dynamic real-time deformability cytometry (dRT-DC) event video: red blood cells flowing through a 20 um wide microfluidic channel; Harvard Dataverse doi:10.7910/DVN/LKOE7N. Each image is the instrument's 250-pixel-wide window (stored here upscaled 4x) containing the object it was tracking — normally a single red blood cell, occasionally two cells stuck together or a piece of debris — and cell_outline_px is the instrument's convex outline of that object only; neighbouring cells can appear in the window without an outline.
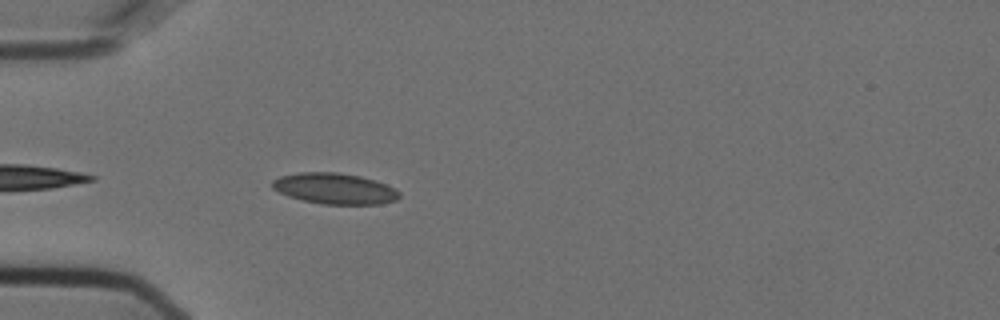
{"species": "Egyptian fruit bat (a non-hibernating species)", "species_latin": "Rousettus aegyptiacus", "temperature_condition": "cold", "stored_images_in_passage": 29, "camera_frame_rate_fps": 3000, "um_per_image_px": 0.085, "animal": {"sex": "female"}, "frame": {"image": 1, "passage_image": 3, "time_ms": 0.667, "image_size_px": [1000, 320], "cell_outline_px": [[400, 196], [396, 200], [380, 204], [320, 204], [288, 196], [272, 188], [272, 180], [280, 176], [300, 172], [336, 172], [360, 176], [384, 184], [400, 192]], "centroid_in_image_um": [28.42, 16.03], "position_along_channel_um": 56.6, "area_um2": 22.66}}
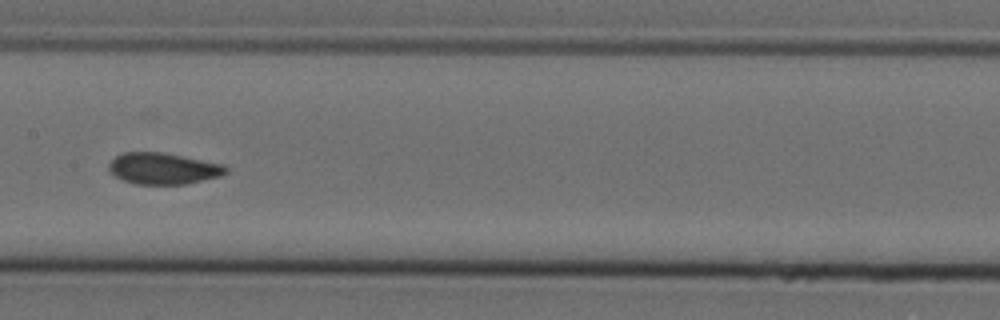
{"frame": {"image": 2, "passage_image": 15, "time_ms": 4.667, "image_size_px": [1000, 320], "cell_outline_px": [[228, 172], [220, 176], [184, 184], [136, 184], [124, 180], [116, 176], [108, 168], [108, 164], [116, 156], [124, 152], [164, 152], [224, 164], [228, 168]], "centroid_in_image_um": [13.9, 14.31], "position_along_channel_um": 193.5, "area_um2": 21.33}}
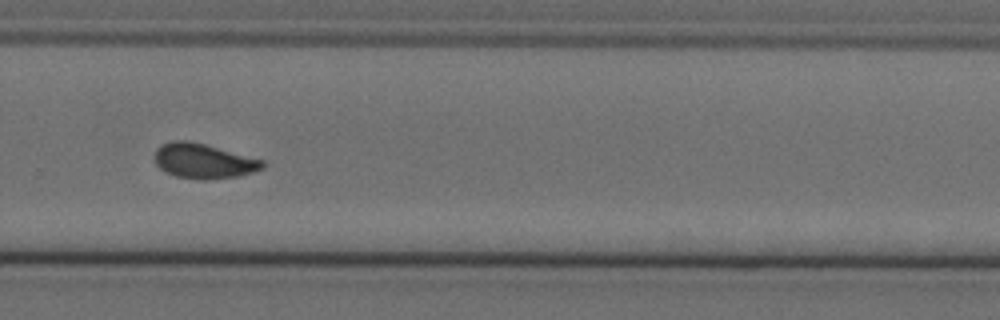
{"frame": {"image": 3, "passage_image": 25, "time_ms": 8.0, "image_size_px": [1000, 320], "cell_outline_px": [[264, 168], [240, 176], [208, 180], [200, 180], [176, 176], [164, 172], [156, 164], [156, 148], [160, 144], [172, 140], [188, 140], [204, 144], [264, 160]], "centroid_in_image_um": [17.29, 13.69], "position_along_channel_um": 312.5, "area_um2": 22.02}}